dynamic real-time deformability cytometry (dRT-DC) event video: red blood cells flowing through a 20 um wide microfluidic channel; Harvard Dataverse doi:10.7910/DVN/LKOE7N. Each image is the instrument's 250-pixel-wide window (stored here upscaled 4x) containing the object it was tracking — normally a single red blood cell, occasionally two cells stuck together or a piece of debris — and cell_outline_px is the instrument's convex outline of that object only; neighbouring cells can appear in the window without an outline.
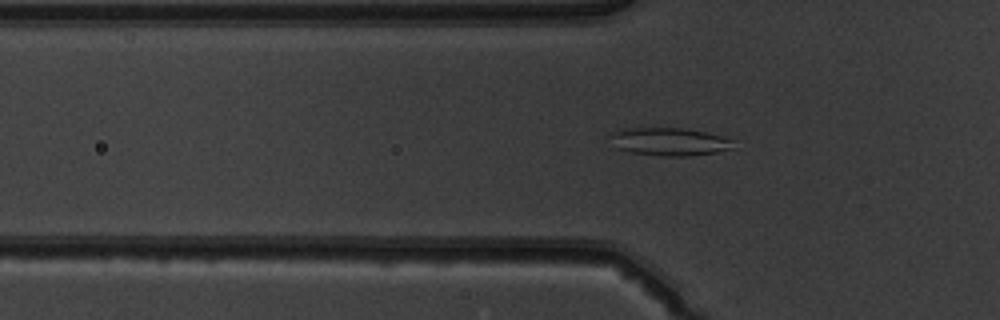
{"species": "common noctule bat (a hibernating species)", "species_latin": "Nyctalus noctula", "temperature_condition": "warm", "stored_images_in_passage": 42, "camera_frame_rate_fps": 3000, "um_per_image_px": 0.085, "animal": {"sex": "male", "body_mass_g": 19.5, "forearm_length_mm": 54.6}, "frame": {"image": 1, "passage_image": 14, "time_ms": 4.333, "image_size_px": [1000, 320], "cell_outline_px": [[732, 148], [716, 152], [688, 156], [660, 156], [628, 152], [616, 148], [612, 136], [612, 132], [624, 128], [640, 124], [680, 128], [704, 132], [720, 136], [732, 140]], "centroid_in_image_um": [56.79, 12.0], "position_along_channel_um": 69.0, "area_um2": 20.52}}
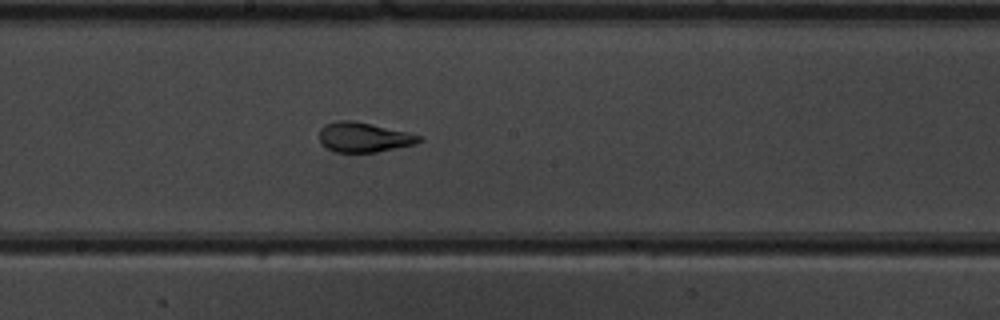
{"frame": {"image": 2, "passage_image": 25, "time_ms": 8.0, "image_size_px": [1000, 320], "cell_outline_px": [[424, 140], [416, 144], [376, 152], [336, 152], [320, 144], [320, 128], [324, 124], [336, 120], [352, 120], [408, 132], [420, 136]], "centroid_in_image_um": [30.91, 11.66], "position_along_channel_um": 217.3, "area_um2": 17.34}}
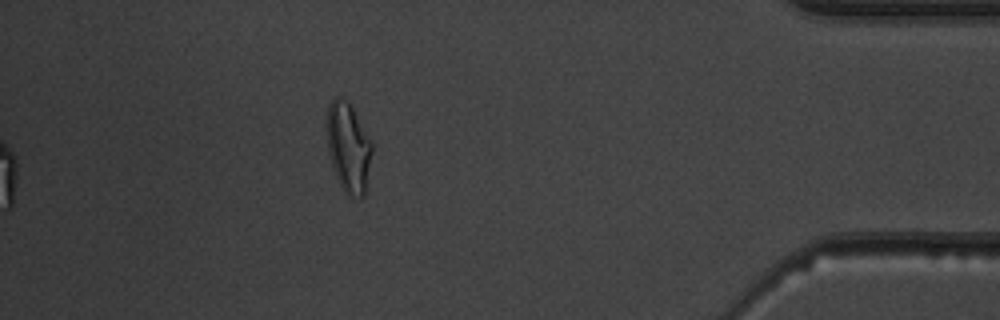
{"frame": {"image": 3, "passage_image": 42, "time_ms": 13.667, "image_size_px": [1000, 320], "cell_outline_px": [[372, 152], [364, 196], [348, 196], [344, 192], [336, 176], [328, 152], [328, 104], [336, 96], [348, 100], [372, 140]], "centroid_in_image_um": [29.63, 12.51], "position_along_channel_um": 405.6, "area_um2": 23.35}, "authors_computed_cell_mechanics": {"area_um2": 18.6405, "velocity_mm_per_s": 4.0679, "shape_relaxation_time_tau1_ms": 7.3426, "shape_relaxation_time_tau2_ms": 0.961, "deformation_change_tau1": 0.2247, "deformation_change_tau2": 0.0803}}